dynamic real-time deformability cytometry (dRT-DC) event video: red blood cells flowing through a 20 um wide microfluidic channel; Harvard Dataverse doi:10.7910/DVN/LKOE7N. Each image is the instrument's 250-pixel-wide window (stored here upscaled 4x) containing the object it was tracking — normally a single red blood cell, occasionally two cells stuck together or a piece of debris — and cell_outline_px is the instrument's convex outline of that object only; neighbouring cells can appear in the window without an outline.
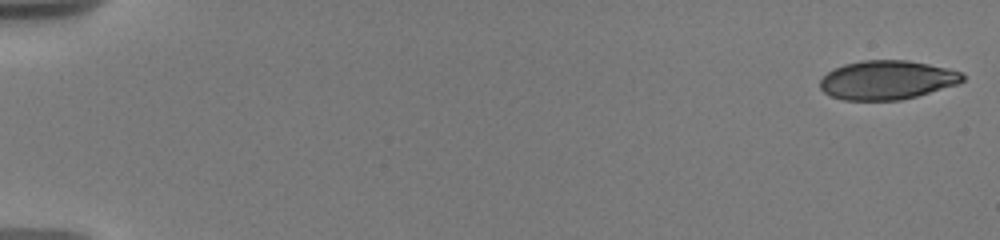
{"species": "human", "species_latin": "Homo sapiens", "temperature_condition": "warm", "stored_images_in_passage": 22, "camera_frame_rate_fps": 3000, "um_per_image_px": 0.085, "donor": {"sex": "male"}, "frame": {"image": 1, "passage_image": 1, "time_ms": 0.0, "image_size_px": [1000, 240], "cell_outline_px": [[964, 80], [956, 84], [916, 96], [900, 100], [844, 100], [832, 96], [824, 92], [820, 88], [820, 80], [828, 72], [844, 64], [860, 60], [908, 60], [948, 68], [960, 72], [964, 76]], "centroid_in_image_um": [75.38, 6.79], "position_along_channel_um": 9.6, "area_um2": 32.14}}
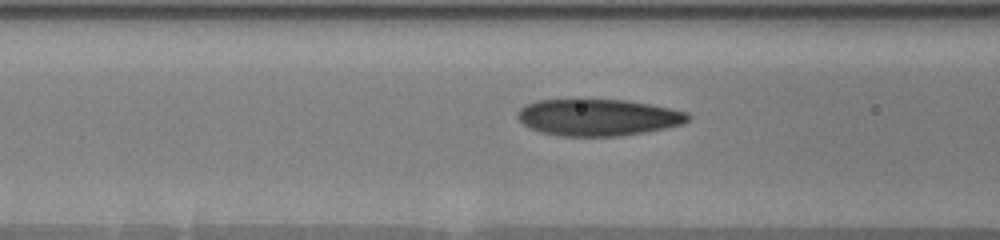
{"frame": {"image": 2, "passage_image": 19, "time_ms": 7.667, "image_size_px": [1000, 240], "cell_outline_px": [[692, 116], [684, 124], [644, 132], [616, 136], [560, 136], [540, 132], [524, 124], [516, 116], [516, 112], [524, 104], [536, 100], [576, 96], [584, 96], [624, 100], [648, 104], [688, 112]], "centroid_in_image_um": [50.76, 9.92], "position_along_channel_um": 115.8, "area_um2": 37.69}}
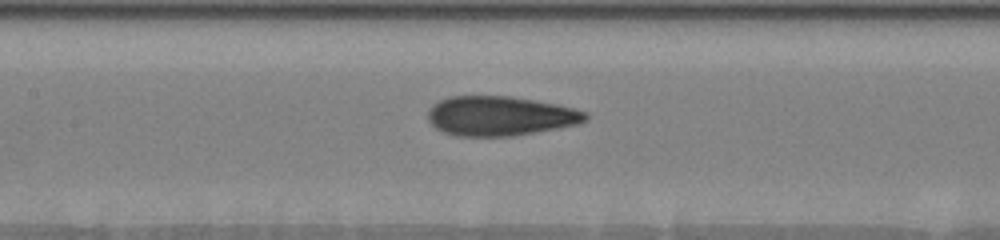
{"frame": {"image": 3, "passage_image": 22, "time_ms": 9.0, "image_size_px": [1000, 240], "cell_outline_px": [[588, 116], [584, 120], [576, 124], [556, 128], [512, 136], [456, 136], [444, 132], [436, 128], [428, 120], [428, 112], [432, 104], [448, 96], [508, 96], [536, 100], [560, 104], [576, 108], [588, 112]], "centroid_in_image_um": [42.5, 9.84], "position_along_channel_um": 164.9, "area_um2": 36.36}}